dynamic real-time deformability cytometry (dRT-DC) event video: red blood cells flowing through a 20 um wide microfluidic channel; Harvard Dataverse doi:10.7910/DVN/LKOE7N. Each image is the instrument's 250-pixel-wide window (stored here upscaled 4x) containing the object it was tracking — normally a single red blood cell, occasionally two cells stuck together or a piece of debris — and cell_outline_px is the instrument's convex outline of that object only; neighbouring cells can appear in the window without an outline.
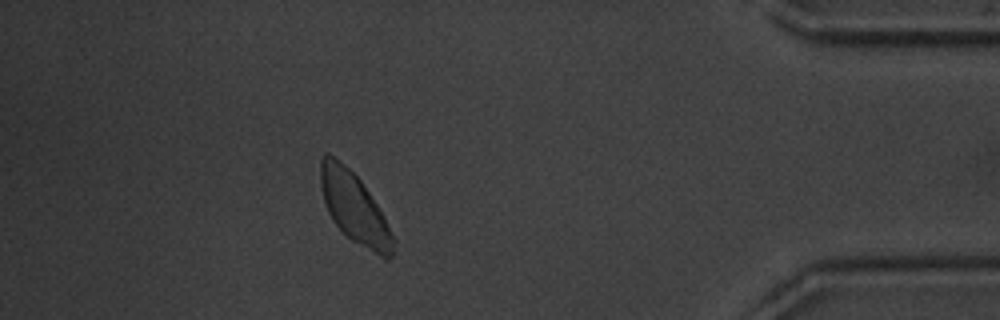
{"species": "common noctule bat (a hibernating species)", "species_latin": "Nyctalus noctula", "temperature_condition": "warm", "stored_images_in_passage": 36, "camera_frame_rate_fps": 3000, "um_per_image_px": 0.085, "animal": {"sex": "male", "body_mass_g": 20.1, "forearm_length_mm": 53.5}, "frame": {"image": 1, "passage_image": 31, "time_ms": 10.0, "image_size_px": [1000, 320], "cell_outline_px": [[396, 244], [392, 256], [388, 260], [384, 260], [352, 240], [332, 220], [324, 204], [320, 184], [320, 160], [324, 152], [328, 152], [344, 164], [360, 180], [384, 216], [396, 240]], "centroid_in_image_um": [30.13, 17.7], "position_along_channel_um": 405.1, "area_um2": 29.94}}